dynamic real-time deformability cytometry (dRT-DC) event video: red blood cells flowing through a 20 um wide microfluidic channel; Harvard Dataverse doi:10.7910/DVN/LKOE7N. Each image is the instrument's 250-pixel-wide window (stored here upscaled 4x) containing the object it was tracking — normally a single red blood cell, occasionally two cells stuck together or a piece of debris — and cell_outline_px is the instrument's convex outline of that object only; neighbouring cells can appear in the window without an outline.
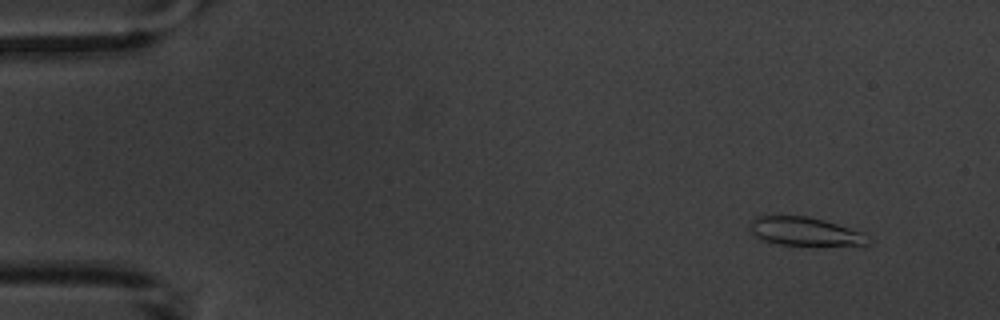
{"species": "common noctule bat (a hibernating species)", "species_latin": "Nyctalus noctula", "temperature_condition": "warm", "stored_images_in_passage": 6, "camera_frame_rate_fps": 3000, "um_per_image_px": 0.085, "animal": {"sex": "male", "body_mass_g": 20.1, "forearm_length_mm": 53.5}, "frame": {"image": 1, "passage_image": 2, "time_ms": 1.333, "image_size_px": [1000, 320], "cell_outline_px": [[868, 244], [864, 248], [780, 244], [764, 240], [756, 236], [752, 232], [752, 220], [756, 216], [808, 216], [824, 220], [864, 232]], "centroid_in_image_um": [68.57, 19.72], "position_along_channel_um": 16.4, "area_um2": 20.06}}
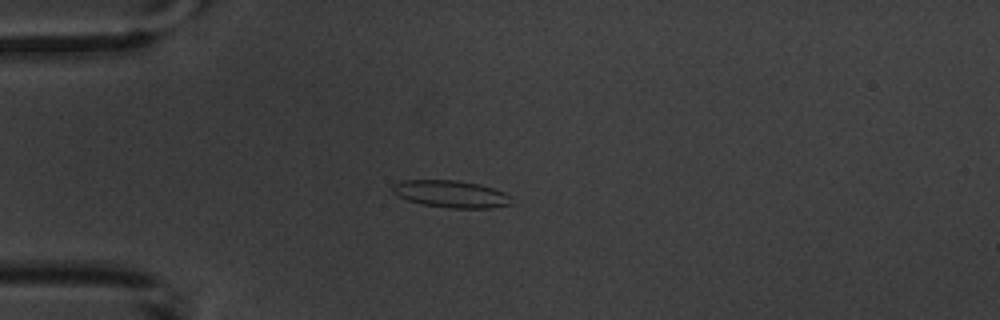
{"frame": {"image": 2, "passage_image": 5, "time_ms": 4.667, "image_size_px": [1000, 320], "cell_outline_px": [[512, 204], [488, 208], [448, 208], [420, 204], [408, 200], [392, 192], [392, 184], [404, 180], [456, 180], [480, 184], [504, 192], [512, 196]], "centroid_in_image_um": [38.35, 16.49], "position_along_channel_um": 46.7, "area_um2": 18.9}}